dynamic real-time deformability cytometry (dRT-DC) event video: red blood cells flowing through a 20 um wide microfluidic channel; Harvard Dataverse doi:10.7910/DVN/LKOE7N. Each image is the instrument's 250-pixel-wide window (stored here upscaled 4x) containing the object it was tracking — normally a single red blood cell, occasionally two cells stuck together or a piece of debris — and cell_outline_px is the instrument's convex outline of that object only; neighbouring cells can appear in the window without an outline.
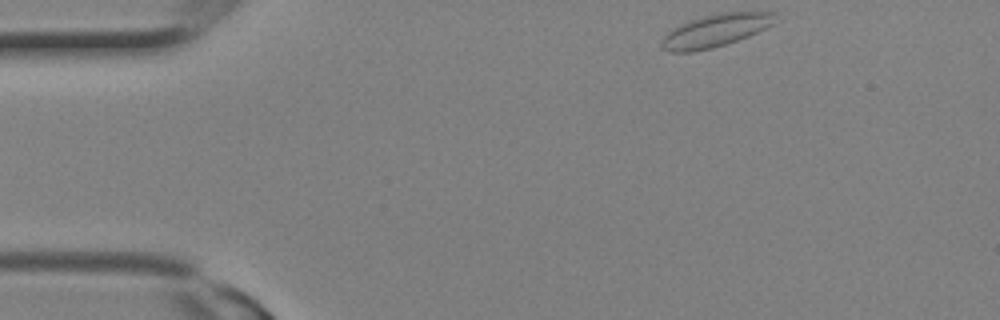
{"species": "Egyptian fruit bat (a non-hibernating species)", "species_latin": "Rousettus aegyptiacus", "temperature_condition": "room temperature", "stored_images_in_passage": 4, "segment_of_instrument_passage": [2, 2], "camera_frame_rate_fps": 3000, "um_per_image_px": 0.085, "animal": {"sex": "female"}, "frame": {"image": 1, "passage_image": 4, "time_ms": 1.0, "image_size_px": [1000, 320], "cell_outline_px": [[776, 12], [772, 24], [748, 36], [712, 48], [692, 52], [668, 52], [660, 48], [660, 44], [664, 36], [668, 32], [680, 24], [704, 16], [720, 12]], "centroid_in_image_um": [60.75, 2.61], "position_along_channel_um": 24.2, "area_um2": 21.27}}